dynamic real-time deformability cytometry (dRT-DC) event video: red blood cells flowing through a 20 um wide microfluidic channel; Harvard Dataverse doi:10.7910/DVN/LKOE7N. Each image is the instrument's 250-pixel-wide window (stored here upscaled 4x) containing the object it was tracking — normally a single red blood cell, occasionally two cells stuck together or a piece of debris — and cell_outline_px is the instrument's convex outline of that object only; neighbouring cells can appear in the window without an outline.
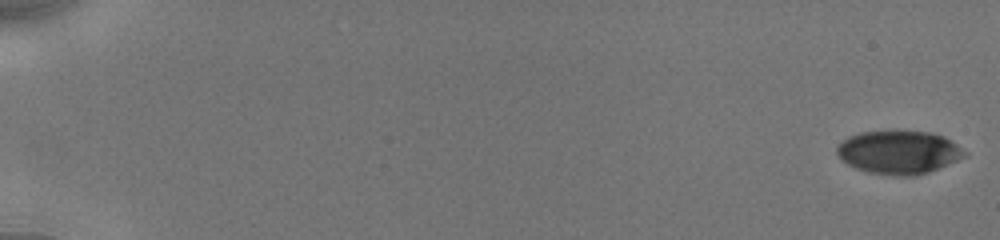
{"species": "human", "species_latin": "Homo sapiens", "temperature_condition": "cold", "stored_images_in_passage": 56, "camera_frame_rate_fps": 3000, "um_per_image_px": 0.085, "donor": {"sex": "male"}, "frame": {"image": 1, "passage_image": 1, "time_ms": 0.0, "image_size_px": [1000, 240], "cell_outline_px": [[968, 152], [964, 156], [956, 160], [928, 172], [916, 176], [892, 176], [868, 172], [856, 168], [848, 164], [836, 152], [836, 148], [848, 136], [860, 132], [932, 132], [956, 144]], "centroid_in_image_um": [76.38, 12.96], "position_along_channel_um": 8.6, "area_um2": 31.62}}
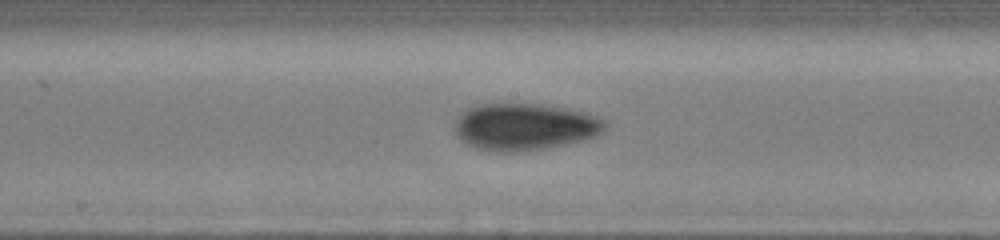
{"frame": {"image": 2, "passage_image": 29, "time_ms": 10.0, "image_size_px": [1000, 240], "cell_outline_px": [[604, 128], [600, 132], [584, 140], [568, 144], [548, 148], [516, 152], [500, 152], [476, 148], [460, 140], [456, 132], [456, 120], [460, 112], [468, 108], [480, 104], [540, 104], [568, 108], [584, 112], [604, 120]], "centroid_in_image_um": [44.56, 10.78], "position_along_channel_um": 203.6, "area_um2": 40.92}}
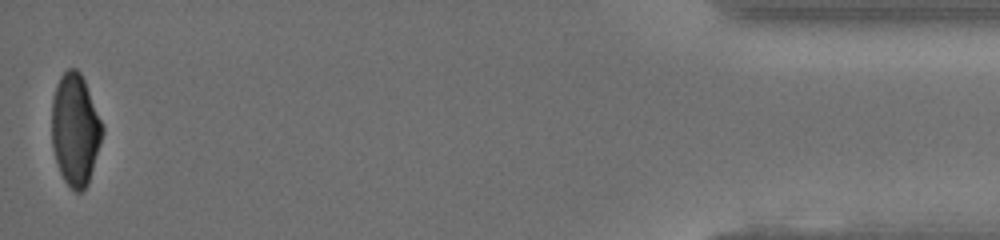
{"frame": {"image": 3, "passage_image": 56, "time_ms": 17.667, "image_size_px": [1000, 240], "cell_outline_px": [[104, 132], [88, 184], [80, 192], [76, 192], [64, 180], [60, 172], [52, 148], [52, 96], [60, 76], [68, 68], [76, 68], [80, 72], [84, 80], [104, 128]], "centroid_in_image_um": [6.38, 11.01], "position_along_channel_um": 428.8, "area_um2": 32.83}, "authors_computed_cell_mechanics": {"area_um2": 35.7493, "velocity_mm_per_s": 3.9304, "shape_relaxation_time_tau1_ms": 3.4385, "shape_relaxation_time_tau2_ms": null, "deformation_change_tau1": 0.1097, "deformation_change_tau2": null}}